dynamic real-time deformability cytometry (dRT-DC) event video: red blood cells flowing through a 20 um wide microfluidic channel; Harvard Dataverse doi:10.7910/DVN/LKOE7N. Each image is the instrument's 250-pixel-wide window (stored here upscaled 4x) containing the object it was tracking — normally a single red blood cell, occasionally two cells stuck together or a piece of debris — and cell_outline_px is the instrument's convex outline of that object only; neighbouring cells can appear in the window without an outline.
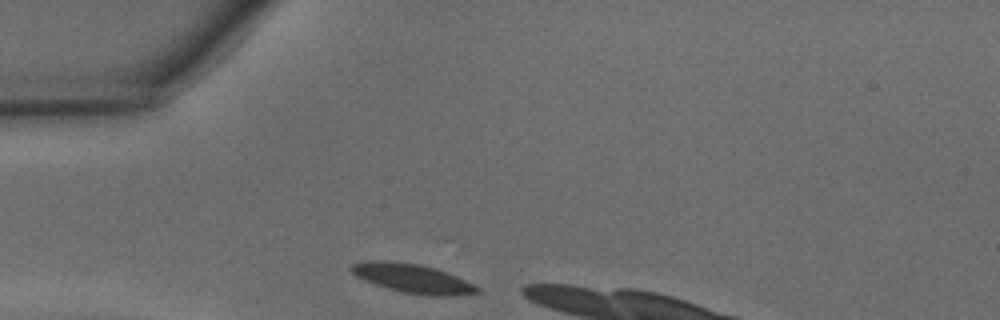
{"species": "common noctule bat (a hibernating species)", "species_latin": "Nyctalus noctula", "temperature_condition": "warm", "stored_images_in_passage": 6, "camera_frame_rate_fps": 3000, "um_per_image_px": 0.085, "animal": {"sex": "male", "body_mass_g": 15.6}, "frame": {"image": 1, "passage_image": 1, "time_ms": 0.0, "image_size_px": [1000, 320], "cell_outline_px": [[480, 292], [452, 296], [428, 296], [400, 292], [364, 280], [356, 276], [348, 268], [352, 264], [364, 260], [388, 260], [420, 264], [456, 276], [480, 288]], "centroid_in_image_um": [35.01, 23.66], "position_along_channel_um": 50.0, "area_um2": 21.27}}